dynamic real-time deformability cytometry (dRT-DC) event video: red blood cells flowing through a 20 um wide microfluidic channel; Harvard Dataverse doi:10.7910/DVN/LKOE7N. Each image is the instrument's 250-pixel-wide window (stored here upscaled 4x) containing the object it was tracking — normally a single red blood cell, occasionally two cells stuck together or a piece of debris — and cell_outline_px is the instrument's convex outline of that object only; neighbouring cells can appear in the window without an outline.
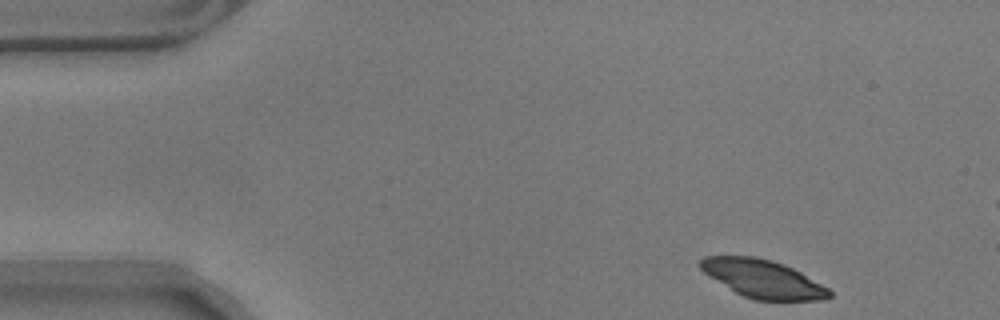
{"species": "common noctule bat (a hibernating species)", "species_latin": "Nyctalus noctula", "temperature_condition": "warm", "stored_images_in_passage": 11, "camera_frame_rate_fps": 3000, "um_per_image_px": 0.085, "animal": {"sex": "male", "body_mass_g": 17.9}, "frame": {"image": 1, "passage_image": 1, "time_ms": 0.0, "image_size_px": [1000, 320], "cell_outline_px": [[832, 296], [824, 300], [756, 300], [744, 296], [736, 292], [704, 272], [700, 268], [700, 260], [704, 256], [756, 256], [772, 260], [784, 264], [800, 272], [828, 288], [832, 292]], "centroid_in_image_um": [64.87, 23.69], "position_along_channel_um": 20.1, "area_um2": 28.26}}